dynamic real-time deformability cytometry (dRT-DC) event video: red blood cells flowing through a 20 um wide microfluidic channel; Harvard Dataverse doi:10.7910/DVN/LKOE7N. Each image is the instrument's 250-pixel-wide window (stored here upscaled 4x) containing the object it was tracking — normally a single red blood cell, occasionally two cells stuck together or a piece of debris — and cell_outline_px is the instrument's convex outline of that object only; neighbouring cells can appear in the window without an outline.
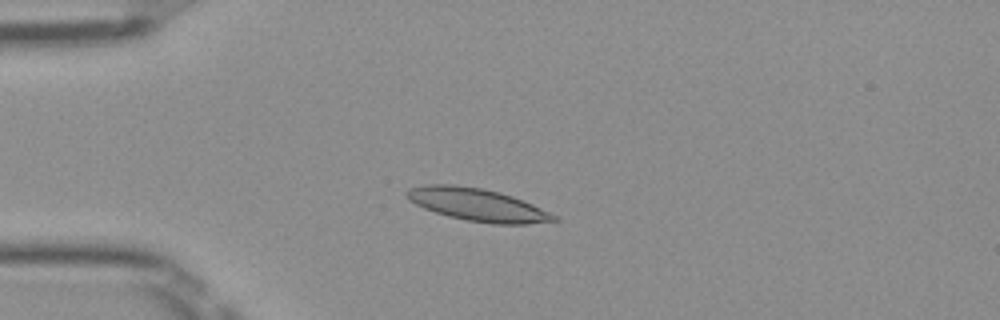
{"species": "Egyptian fruit bat (a non-hibernating species)", "species_latin": "Rousettus aegyptiacus", "temperature_condition": "room temperature", "stored_images_in_passage": 51, "camera_frame_rate_fps": 3000, "um_per_image_px": 0.085, "frame": {"image": 1, "passage_image": 13, "time_ms": 4.0, "image_size_px": [1000, 320], "cell_outline_px": [[560, 220], [524, 224], [492, 224], [468, 220], [448, 216], [424, 208], [408, 200], [404, 192], [408, 188], [424, 184], [452, 184], [480, 188], [500, 192], [512, 196], [532, 204], [556, 216]], "centroid_in_image_um": [40.53, 17.39], "position_along_channel_um": 44.5, "area_um2": 27.8}}
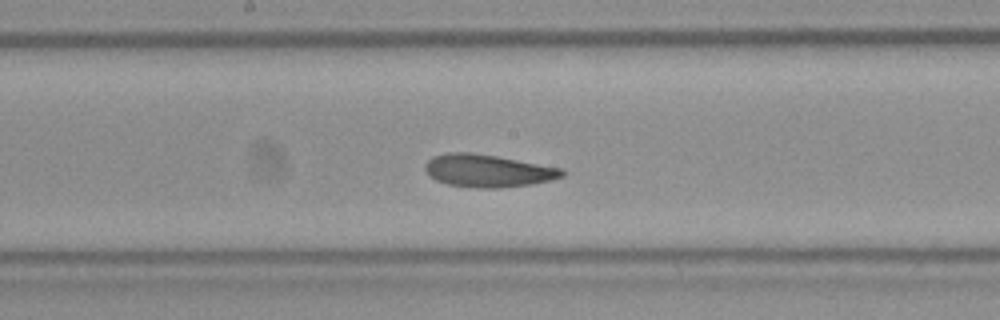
{"frame": {"image": 2, "passage_image": 27, "time_ms": 8.667, "image_size_px": [1000, 320], "cell_outline_px": [[564, 176], [552, 180], [532, 184], [500, 188], [480, 188], [448, 184], [436, 180], [424, 168], [424, 164], [432, 156], [448, 152], [472, 152], [496, 156], [564, 168]], "centroid_in_image_um": [41.49, 14.5], "position_along_channel_um": 206.7, "area_um2": 26.07}}
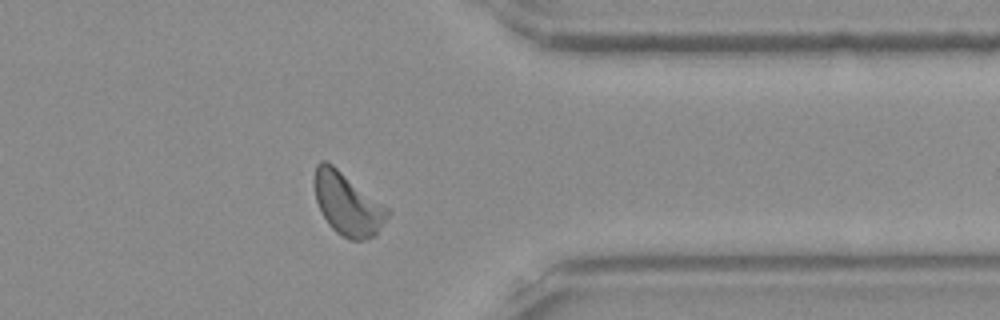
{"frame": {"image": 3, "passage_image": 41, "time_ms": 13.333, "image_size_px": [1000, 320], "cell_outline_px": [[392, 212], [376, 236], [364, 240], [348, 240], [336, 232], [328, 224], [316, 200], [316, 164], [320, 160], [328, 160], [384, 204]], "centroid_in_image_um": [29.59, 17.35], "position_along_channel_um": 381.8, "area_um2": 26.7}, "authors_computed_cell_mechanics": {"area_um2": 25.8944, "velocity_mm_per_s": 3.9495, "shape_relaxation_time_tau1_ms": 9.7189, "shape_relaxation_time_tau2_ms": 2.2197, "deformation_change_tau1": 0.1911, "deformation_change_tau2": 0.0964}}